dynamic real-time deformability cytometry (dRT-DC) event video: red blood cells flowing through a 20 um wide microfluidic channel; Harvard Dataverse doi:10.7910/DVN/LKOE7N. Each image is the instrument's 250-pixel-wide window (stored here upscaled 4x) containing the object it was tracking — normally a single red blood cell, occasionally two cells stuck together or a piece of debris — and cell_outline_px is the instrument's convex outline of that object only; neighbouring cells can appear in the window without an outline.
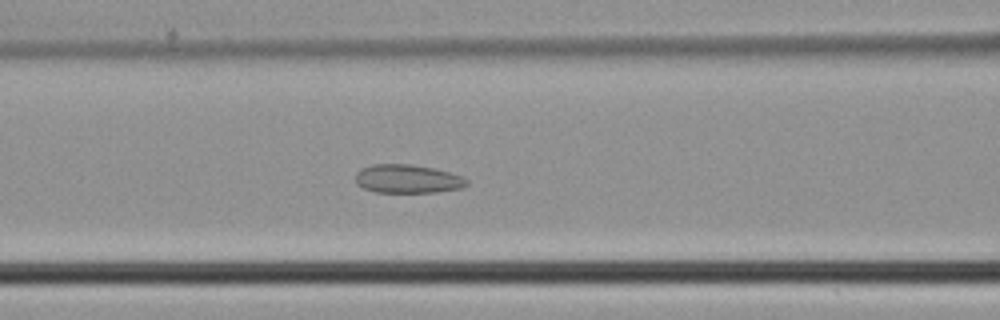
{"species": "common noctule bat (a hibernating species)", "species_latin": "Nyctalus noctula", "temperature_condition": "cold", "stored_images_in_passage": 42, "camera_frame_rate_fps": 3000, "um_per_image_px": 0.085, "animal": {"sex": "male", "body_mass_g": 21.5, "forearm_length_mm": 52.0}, "frame": {"image": 1, "passage_image": 14, "time_ms": 4.333, "image_size_px": [1000, 320], "cell_outline_px": [[468, 184], [460, 188], [436, 192], [376, 192], [364, 188], [356, 184], [356, 172], [360, 168], [372, 164], [412, 164], [436, 168], [464, 176], [468, 180]], "centroid_in_image_um": [34.65, 15.19], "position_along_channel_um": 131.9, "area_um2": 18.73}}
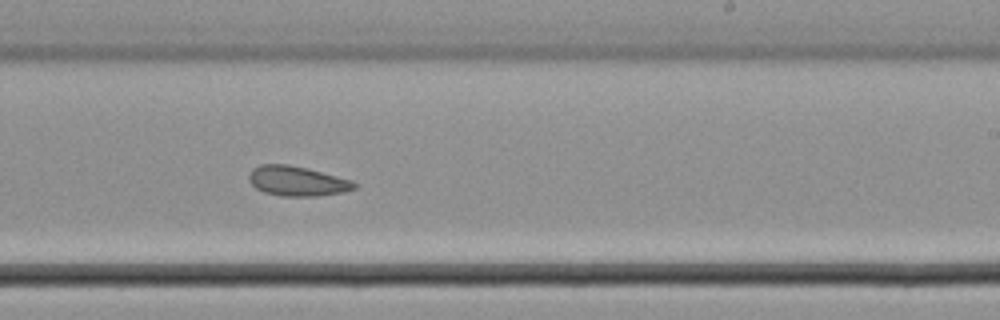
{"frame": {"image": 2, "passage_image": 23, "time_ms": 7.333, "image_size_px": [1000, 320], "cell_outline_px": [[356, 188], [340, 192], [316, 196], [280, 196], [264, 192], [256, 188], [248, 180], [248, 176], [252, 168], [260, 164], [288, 164], [352, 180], [356, 184]], "centroid_in_image_um": [25.19, 15.39], "position_along_channel_um": 263.8, "area_um2": 18.09}}
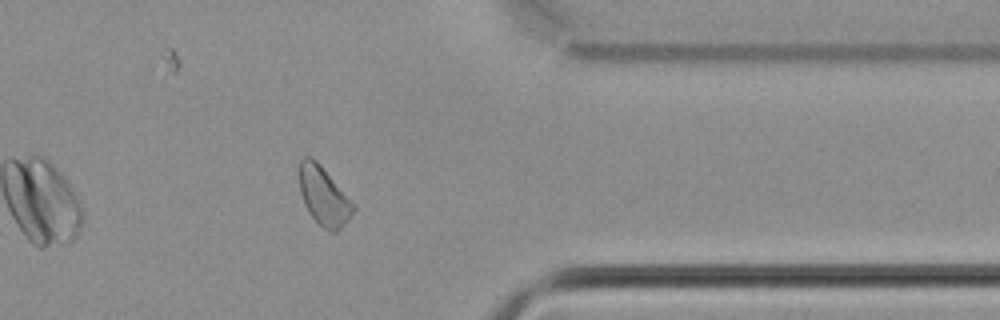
{"frame": {"image": 3, "passage_image": 32, "time_ms": 10.333, "image_size_px": [1000, 320], "cell_outline_px": [[356, 208], [344, 224], [336, 232], [328, 232], [316, 224], [308, 212], [304, 204], [300, 192], [300, 160], [304, 156], [312, 156], [320, 164], [356, 204]], "centroid_in_image_um": [27.53, 16.69], "position_along_channel_um": 383.9, "area_um2": 18.73}}